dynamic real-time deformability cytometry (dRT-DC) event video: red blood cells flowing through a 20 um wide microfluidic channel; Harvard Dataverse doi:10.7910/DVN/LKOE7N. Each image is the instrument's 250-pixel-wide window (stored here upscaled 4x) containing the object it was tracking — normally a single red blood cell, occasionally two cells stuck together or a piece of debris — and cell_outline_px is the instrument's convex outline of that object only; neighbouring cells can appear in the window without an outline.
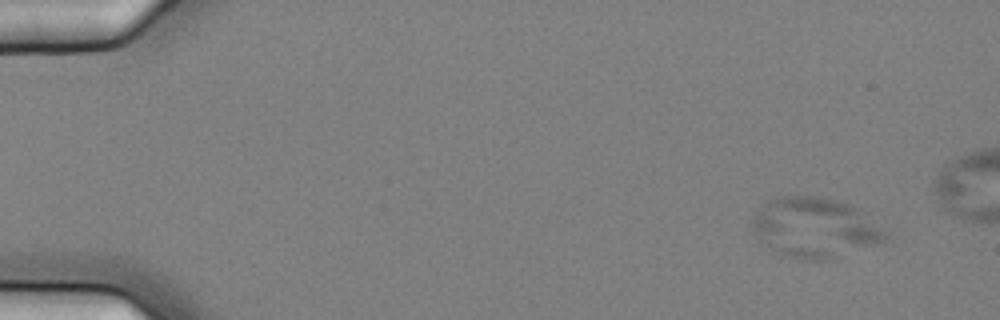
{"species": "common noctule bat (a hibernating species)", "species_latin": "Nyctalus noctula", "temperature_condition": "cold", "stored_images_in_passage": 6, "camera_frame_rate_fps": 3000, "um_per_image_px": 0.085, "animal": {"sex": "female", "body_mass_g": 25.1}, "frame": {"image": 1, "passage_image": 2, "time_ms": 0.333, "image_size_px": [1000, 320], "cell_outline_px": [[888, 240], [832, 260], [804, 260], [788, 256], [776, 252], [752, 228], [752, 220], [760, 204], [768, 200], [780, 196], [820, 196], [836, 200], [848, 204], [856, 208], [884, 232], [888, 236]], "centroid_in_image_um": [69.25, 19.35], "position_along_channel_um": 15.7, "area_um2": 45.89}}